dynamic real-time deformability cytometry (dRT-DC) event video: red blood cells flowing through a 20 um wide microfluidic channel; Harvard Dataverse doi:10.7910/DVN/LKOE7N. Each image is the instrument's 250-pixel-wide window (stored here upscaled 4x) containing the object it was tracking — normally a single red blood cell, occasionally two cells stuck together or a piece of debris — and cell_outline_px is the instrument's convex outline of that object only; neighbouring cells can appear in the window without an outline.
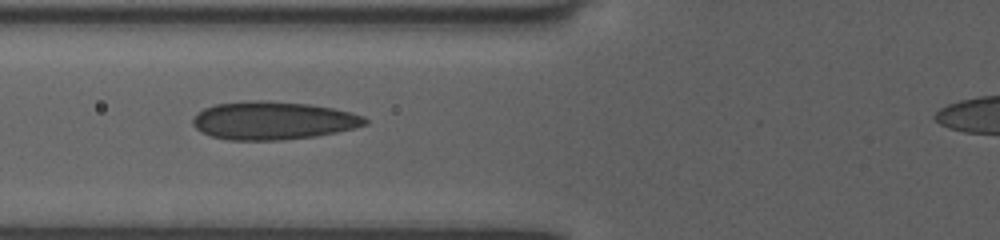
{"species": "human", "species_latin": "Homo sapiens", "temperature_condition": "room temperature", "stored_images_in_passage": 5, "camera_frame_rate_fps": 3000, "um_per_image_px": 0.085, "donor": {"sex": "female"}, "frame": {"image": 1, "passage_image": 3, "time_ms": 0.667, "image_size_px": [1000, 240], "cell_outline_px": [[368, 124], [336, 132], [316, 136], [280, 140], [228, 140], [212, 136], [196, 128], [192, 124], [192, 120], [204, 108], [216, 104], [248, 100], [260, 100], [308, 104], [332, 108], [364, 116], [368, 120]], "centroid_in_image_um": [23.21, 10.25], "position_along_channel_um": 102.6, "area_um2": 37.92}}
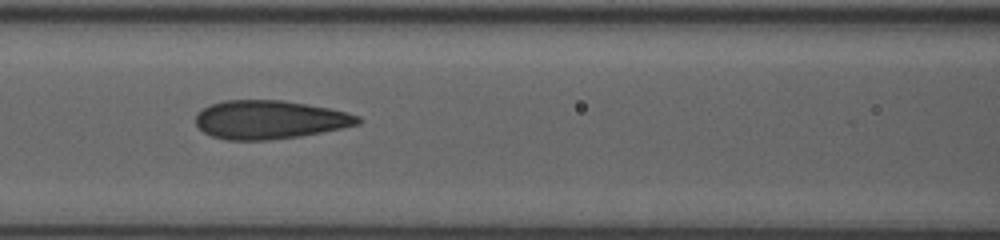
{"frame": {"image": 2, "passage_image": 4, "time_ms": 1.0, "image_size_px": [1000, 240], "cell_outline_px": [[364, 120], [360, 124], [300, 136], [264, 140], [228, 140], [212, 136], [204, 132], [196, 124], [196, 112], [212, 104], [224, 100], [284, 100], [308, 104], [328, 108], [360, 116]], "centroid_in_image_um": [22.92, 10.17], "position_along_channel_um": 143.7, "area_um2": 36.3}}